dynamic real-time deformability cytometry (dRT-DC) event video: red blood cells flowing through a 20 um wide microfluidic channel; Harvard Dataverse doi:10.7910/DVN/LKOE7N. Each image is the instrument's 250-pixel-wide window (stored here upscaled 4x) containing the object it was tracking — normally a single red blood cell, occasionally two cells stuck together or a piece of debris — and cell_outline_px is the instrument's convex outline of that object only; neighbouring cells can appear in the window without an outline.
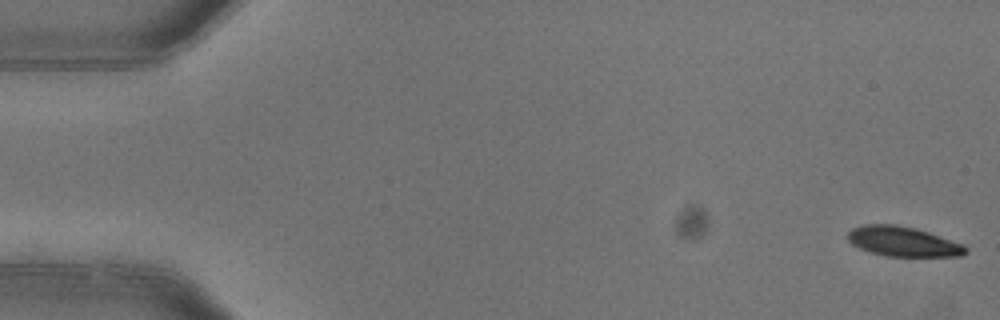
{"species": "common noctule bat (a hibernating species)", "species_latin": "Nyctalus noctula", "temperature_condition": "warm", "stored_images_in_passage": 5, "camera_frame_rate_fps": 3000, "um_per_image_px": 0.085, "animal": {"sex": "female"}, "frame": {"image": 1, "passage_image": 1, "time_ms": 0.0, "image_size_px": [1000, 320], "cell_outline_px": [[968, 252], [960, 256], [888, 256], [868, 252], [852, 244], [848, 240], [848, 232], [852, 228], [864, 224], [896, 224], [916, 228], [964, 244], [968, 248]], "centroid_in_image_um": [76.76, 20.52], "position_along_channel_um": 8.2, "area_um2": 20.58}}
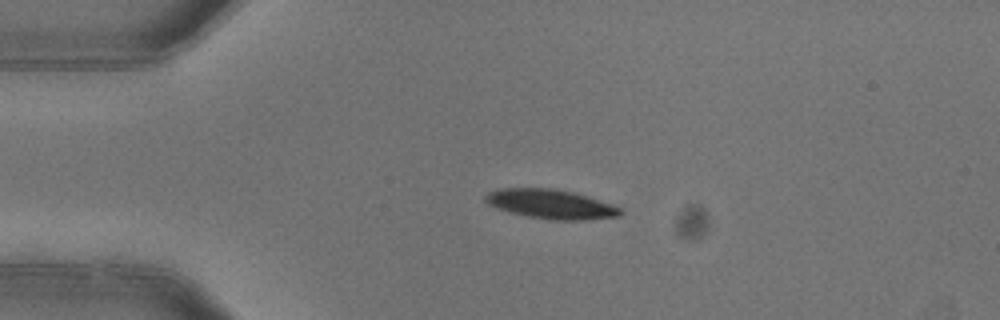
{"frame": {"image": 2, "passage_image": 4, "time_ms": 1.0, "image_size_px": [1000, 320], "cell_outline_px": [[624, 212], [620, 216], [588, 220], [552, 220], [528, 216], [496, 208], [488, 204], [484, 200], [484, 196], [488, 192], [496, 188], [552, 188], [572, 192], [612, 204], [620, 208]], "centroid_in_image_um": [46.81, 17.35], "position_along_channel_um": 38.2, "area_um2": 23.06}}